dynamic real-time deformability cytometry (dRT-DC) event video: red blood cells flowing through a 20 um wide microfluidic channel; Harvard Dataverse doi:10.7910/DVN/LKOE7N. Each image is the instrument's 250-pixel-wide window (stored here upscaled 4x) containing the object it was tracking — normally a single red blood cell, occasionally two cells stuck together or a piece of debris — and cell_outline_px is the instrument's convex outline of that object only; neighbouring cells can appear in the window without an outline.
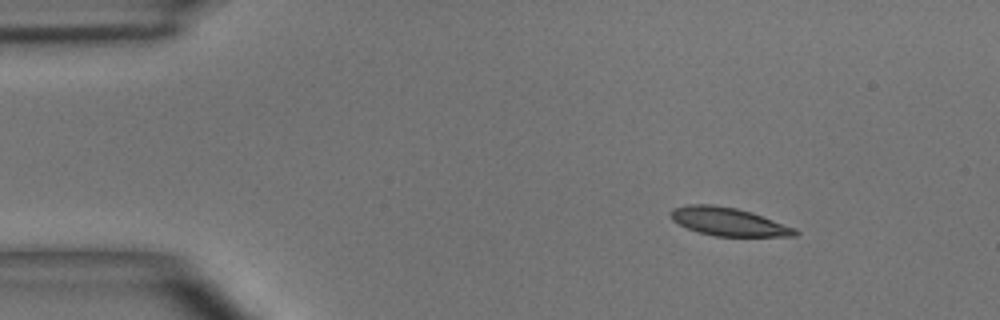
{"species": "common noctule bat (a hibernating species)", "species_latin": "Nyctalus noctula", "temperature_condition": "room temperature", "stored_images_in_passage": 3, "camera_frame_rate_fps": 3000, "um_per_image_px": 0.085, "animal": {"sex": "male", "body_mass_g": 15.6}, "frame": {"image": 1, "passage_image": 1, "time_ms": 0.0, "image_size_px": [1000, 320], "cell_outline_px": [[800, 232], [796, 236], [716, 236], [700, 232], [688, 228], [672, 220], [668, 216], [668, 212], [672, 208], [688, 204], [712, 204], [736, 208], [752, 212], [796, 228]], "centroid_in_image_um": [61.9, 18.83], "position_along_channel_um": 23.1, "area_um2": 20.52}}